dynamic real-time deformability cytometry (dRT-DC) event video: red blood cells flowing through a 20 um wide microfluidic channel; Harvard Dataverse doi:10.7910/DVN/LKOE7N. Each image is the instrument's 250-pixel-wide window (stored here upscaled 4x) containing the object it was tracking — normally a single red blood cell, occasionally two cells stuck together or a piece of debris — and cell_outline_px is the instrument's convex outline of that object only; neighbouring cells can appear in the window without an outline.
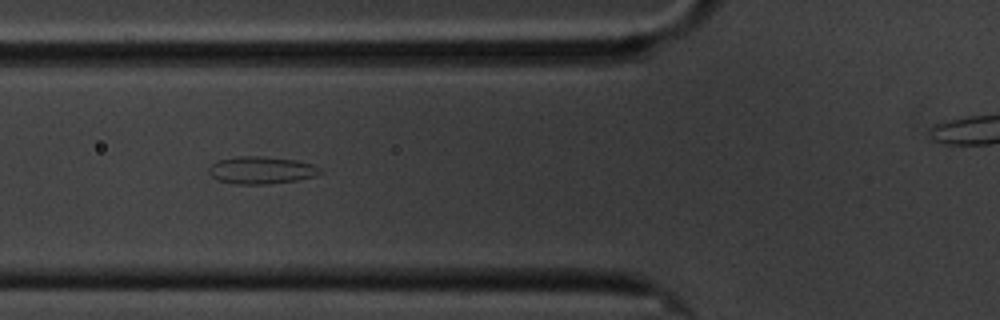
{"species": "common noctule bat (a hibernating species)", "species_latin": "Nyctalus noctula", "temperature_condition": "cold", "stored_images_in_passage": 10, "segment_of_instrument_passage": [1, 2], "camera_frame_rate_fps": 3000, "um_per_image_px": 0.085, "animal": {"sex": "male", "body_mass_g": 20.1, "forearm_length_mm": 53.5}, "frame": {"image": 1, "passage_image": 4, "time_ms": 3.667, "image_size_px": [1000, 320], "cell_outline_px": [[324, 172], [316, 176], [296, 180], [268, 184], [232, 184], [216, 180], [208, 172], [208, 168], [216, 160], [236, 156], [260, 156], [296, 160], [312, 164], [320, 168]], "centroid_in_image_um": [22.18, 14.46], "position_along_channel_um": 103.6, "area_um2": 17.98}}
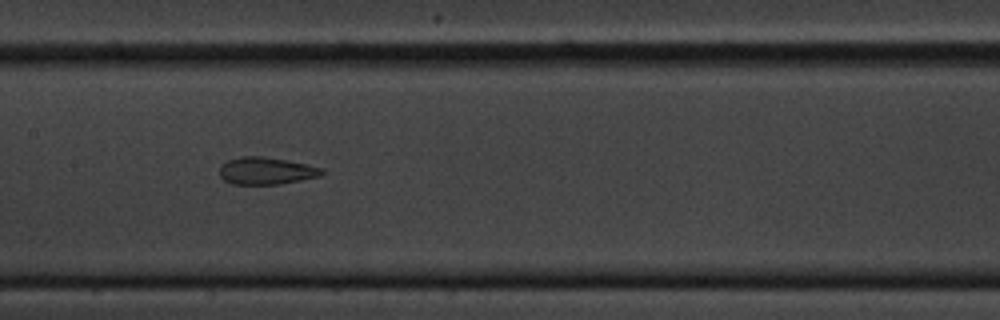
{"frame": {"image": 2, "passage_image": 6, "time_ms": 6.0, "image_size_px": [1000, 320], "cell_outline_px": [[324, 172], [320, 176], [280, 184], [232, 184], [224, 180], [220, 176], [220, 164], [228, 160], [240, 156], [264, 156], [308, 164], [324, 168]], "centroid_in_image_um": [22.62, 14.51], "position_along_channel_um": 184.8, "area_um2": 16.36}}
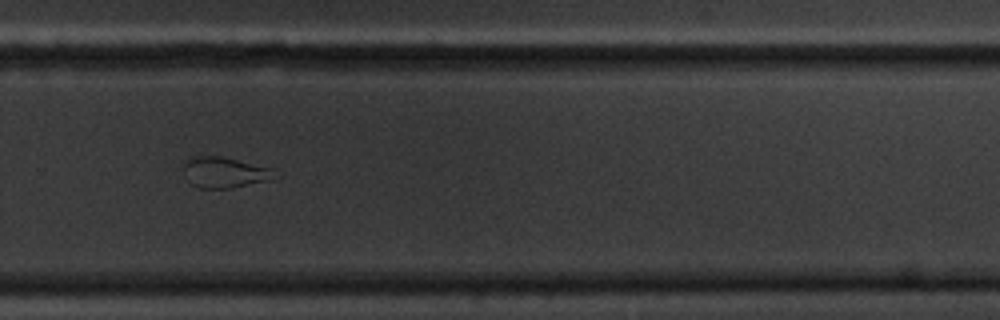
{"frame": {"image": 3, "passage_image": 9, "time_ms": 9.667, "image_size_px": [1000, 320], "cell_outline_px": [[272, 168], [268, 180], [228, 188], [200, 188], [192, 184], [188, 180], [184, 168], [184, 164], [192, 156], [220, 156]], "centroid_in_image_um": [18.99, 14.64], "position_along_channel_um": 310.8, "area_um2": 15.61}}